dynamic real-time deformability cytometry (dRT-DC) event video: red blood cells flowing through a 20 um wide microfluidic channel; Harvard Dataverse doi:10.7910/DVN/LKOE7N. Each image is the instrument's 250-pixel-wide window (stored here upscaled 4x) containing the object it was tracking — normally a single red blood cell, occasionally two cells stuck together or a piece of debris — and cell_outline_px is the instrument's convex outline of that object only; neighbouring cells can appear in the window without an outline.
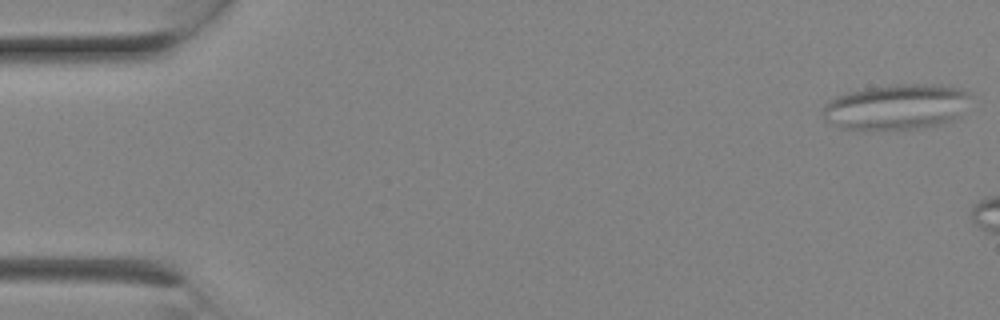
{"species": "Egyptian fruit bat (a non-hibernating species)", "species_latin": "Rousettus aegyptiacus", "temperature_condition": "room temperature", "stored_images_in_passage": 4, "camera_frame_rate_fps": 3000, "um_per_image_px": 0.085, "animal": {"sex": "female"}, "frame": {"image": 1, "passage_image": 1, "time_ms": 0.0, "image_size_px": [1000, 320], "cell_outline_px": [[972, 96], [960, 116], [940, 124], [920, 128], [868, 132], [860, 132], [840, 128], [824, 120], [824, 104], [828, 100], [836, 96], [848, 92], [868, 88], [892, 84], [940, 84], [960, 88], [968, 92]], "centroid_in_image_um": [76.16, 9.11], "position_along_channel_um": 8.8, "area_um2": 40.17}}